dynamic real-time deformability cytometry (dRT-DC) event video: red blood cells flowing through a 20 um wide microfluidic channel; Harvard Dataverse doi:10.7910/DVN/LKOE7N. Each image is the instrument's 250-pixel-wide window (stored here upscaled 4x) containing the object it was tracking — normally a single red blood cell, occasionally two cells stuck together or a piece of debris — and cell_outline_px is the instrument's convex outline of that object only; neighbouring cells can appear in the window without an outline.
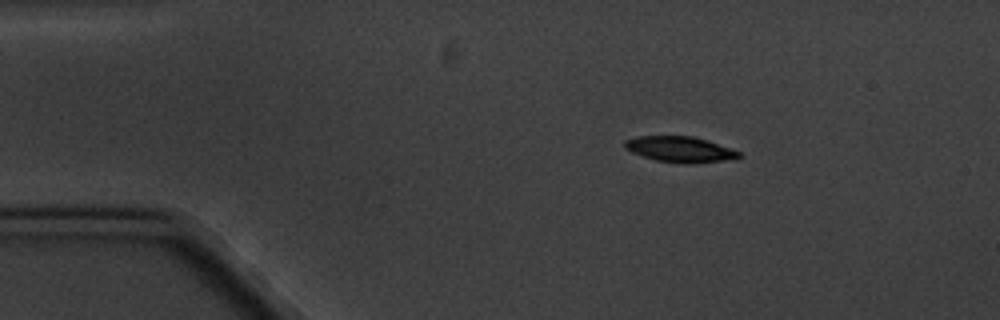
{"species": "common noctule bat (a hibernating species)", "species_latin": "Nyctalus noctula", "temperature_condition": "cold", "stored_images_in_passage": 4, "camera_frame_rate_fps": 3000, "um_per_image_px": 0.085, "animal": {"sex": "male", "body_mass_g": 20.1, "forearm_length_mm": 53.5}, "frame": {"image": 1, "passage_image": 2, "time_ms": 1.333, "image_size_px": [1000, 320], "cell_outline_px": [[740, 156], [736, 160], [692, 164], [656, 160], [632, 152], [624, 148], [624, 140], [636, 136], [692, 136], [708, 140], [740, 152]], "centroid_in_image_um": [57.83, 12.7], "position_along_channel_um": 27.2, "area_um2": 17.22}}